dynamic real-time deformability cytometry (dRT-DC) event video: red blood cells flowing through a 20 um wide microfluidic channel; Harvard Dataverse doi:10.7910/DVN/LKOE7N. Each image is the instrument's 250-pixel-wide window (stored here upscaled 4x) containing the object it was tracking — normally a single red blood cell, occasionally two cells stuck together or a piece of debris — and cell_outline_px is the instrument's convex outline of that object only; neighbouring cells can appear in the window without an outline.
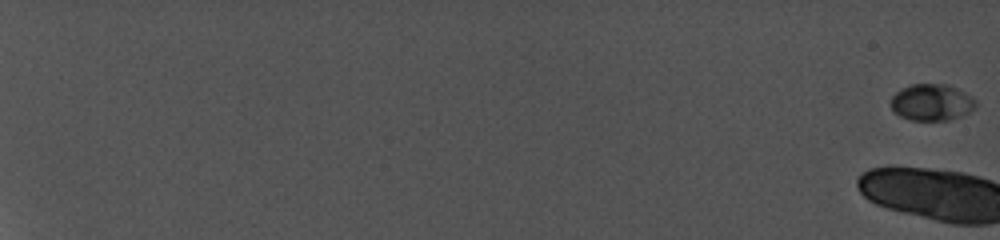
{"species": "common noctule bat (a hibernating species)", "species_latin": "Nyctalus noctula", "temperature_condition": "cold", "stored_images_in_passage": 14, "camera_frame_rate_fps": 5000, "um_per_image_px": 0.085, "animal": {"sex": "female", "body_mass_g": 19.0, "forearm_length_mm": 56.7}, "frame": {"image": 1, "passage_image": 1, "time_ms": 0.0, "image_size_px": [1000, 240], "cell_outline_px": [[976, 104], [968, 112], [960, 116], [948, 120], [912, 120], [900, 116], [892, 112], [892, 96], [896, 92], [912, 84], [948, 84], [972, 96], [976, 100]], "centroid_in_image_um": [79.18, 8.7], "position_along_channel_um": 5.8, "area_um2": 17.92}}